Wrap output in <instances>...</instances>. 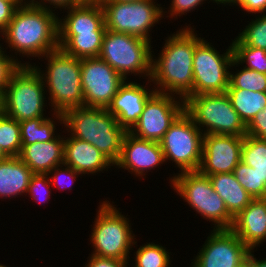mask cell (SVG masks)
Listing matches in <instances>:
<instances>
[{
  "label": "cell",
  "instance_id": "obj_1",
  "mask_svg": "<svg viewBox=\"0 0 266 267\" xmlns=\"http://www.w3.org/2000/svg\"><path fill=\"white\" fill-rule=\"evenodd\" d=\"M168 35L156 59L152 58L153 82L156 92L171 94L181 99L193 96V57L195 45L202 39L192 26ZM196 34H195V33Z\"/></svg>",
  "mask_w": 266,
  "mask_h": 267
},
{
  "label": "cell",
  "instance_id": "obj_2",
  "mask_svg": "<svg viewBox=\"0 0 266 267\" xmlns=\"http://www.w3.org/2000/svg\"><path fill=\"white\" fill-rule=\"evenodd\" d=\"M54 9H44L31 2L17 8L2 40L23 57H41L59 48L58 17ZM40 57V58H39Z\"/></svg>",
  "mask_w": 266,
  "mask_h": 267
},
{
  "label": "cell",
  "instance_id": "obj_3",
  "mask_svg": "<svg viewBox=\"0 0 266 267\" xmlns=\"http://www.w3.org/2000/svg\"><path fill=\"white\" fill-rule=\"evenodd\" d=\"M68 136L91 143L115 164L121 155L124 137L128 132L106 109L76 107L62 113Z\"/></svg>",
  "mask_w": 266,
  "mask_h": 267
},
{
  "label": "cell",
  "instance_id": "obj_4",
  "mask_svg": "<svg viewBox=\"0 0 266 267\" xmlns=\"http://www.w3.org/2000/svg\"><path fill=\"white\" fill-rule=\"evenodd\" d=\"M46 57V58H45ZM47 60L45 73L41 68L31 65L41 76L48 101L54 113L84 106L81 84V59L66 54L61 48L41 57ZM54 107V108H52Z\"/></svg>",
  "mask_w": 266,
  "mask_h": 267
},
{
  "label": "cell",
  "instance_id": "obj_5",
  "mask_svg": "<svg viewBox=\"0 0 266 267\" xmlns=\"http://www.w3.org/2000/svg\"><path fill=\"white\" fill-rule=\"evenodd\" d=\"M184 111L204 135H246V125L226 93L189 96L184 100Z\"/></svg>",
  "mask_w": 266,
  "mask_h": 267
},
{
  "label": "cell",
  "instance_id": "obj_6",
  "mask_svg": "<svg viewBox=\"0 0 266 267\" xmlns=\"http://www.w3.org/2000/svg\"><path fill=\"white\" fill-rule=\"evenodd\" d=\"M108 200L98 208L89 239L93 245L92 255L129 261L130 251L137 241L131 230L130 220Z\"/></svg>",
  "mask_w": 266,
  "mask_h": 267
},
{
  "label": "cell",
  "instance_id": "obj_7",
  "mask_svg": "<svg viewBox=\"0 0 266 267\" xmlns=\"http://www.w3.org/2000/svg\"><path fill=\"white\" fill-rule=\"evenodd\" d=\"M152 43L141 37L106 30L99 58L107 62L125 80L130 74L146 77L152 73ZM148 77V78H147Z\"/></svg>",
  "mask_w": 266,
  "mask_h": 267
},
{
  "label": "cell",
  "instance_id": "obj_8",
  "mask_svg": "<svg viewBox=\"0 0 266 267\" xmlns=\"http://www.w3.org/2000/svg\"><path fill=\"white\" fill-rule=\"evenodd\" d=\"M171 187L213 229H230L234 218L228 213L223 199L214 191L209 176L199 171L177 173L170 177ZM214 222V223H213Z\"/></svg>",
  "mask_w": 266,
  "mask_h": 267
},
{
  "label": "cell",
  "instance_id": "obj_9",
  "mask_svg": "<svg viewBox=\"0 0 266 267\" xmlns=\"http://www.w3.org/2000/svg\"><path fill=\"white\" fill-rule=\"evenodd\" d=\"M45 86L31 65H21L3 92V113L18 122L45 117Z\"/></svg>",
  "mask_w": 266,
  "mask_h": 267
},
{
  "label": "cell",
  "instance_id": "obj_10",
  "mask_svg": "<svg viewBox=\"0 0 266 267\" xmlns=\"http://www.w3.org/2000/svg\"><path fill=\"white\" fill-rule=\"evenodd\" d=\"M154 1L119 2L106 0L102 2L106 29L138 36L151 42L150 30L164 16L163 8Z\"/></svg>",
  "mask_w": 266,
  "mask_h": 267
},
{
  "label": "cell",
  "instance_id": "obj_11",
  "mask_svg": "<svg viewBox=\"0 0 266 267\" xmlns=\"http://www.w3.org/2000/svg\"><path fill=\"white\" fill-rule=\"evenodd\" d=\"M203 133L183 111L159 141L165 161H173L181 171H198L202 159Z\"/></svg>",
  "mask_w": 266,
  "mask_h": 267
},
{
  "label": "cell",
  "instance_id": "obj_12",
  "mask_svg": "<svg viewBox=\"0 0 266 267\" xmlns=\"http://www.w3.org/2000/svg\"><path fill=\"white\" fill-rule=\"evenodd\" d=\"M202 38L196 45L193 57V95L226 93L229 70L234 59L232 44L220 54L212 43Z\"/></svg>",
  "mask_w": 266,
  "mask_h": 267
},
{
  "label": "cell",
  "instance_id": "obj_13",
  "mask_svg": "<svg viewBox=\"0 0 266 267\" xmlns=\"http://www.w3.org/2000/svg\"><path fill=\"white\" fill-rule=\"evenodd\" d=\"M125 79L99 57L81 59L85 107L108 108Z\"/></svg>",
  "mask_w": 266,
  "mask_h": 267
},
{
  "label": "cell",
  "instance_id": "obj_14",
  "mask_svg": "<svg viewBox=\"0 0 266 267\" xmlns=\"http://www.w3.org/2000/svg\"><path fill=\"white\" fill-rule=\"evenodd\" d=\"M175 95L155 92L146 102L140 118L128 131L146 140L159 142L170 125L184 111V99Z\"/></svg>",
  "mask_w": 266,
  "mask_h": 267
},
{
  "label": "cell",
  "instance_id": "obj_15",
  "mask_svg": "<svg viewBox=\"0 0 266 267\" xmlns=\"http://www.w3.org/2000/svg\"><path fill=\"white\" fill-rule=\"evenodd\" d=\"M250 249L231 229L212 230L192 267H244Z\"/></svg>",
  "mask_w": 266,
  "mask_h": 267
},
{
  "label": "cell",
  "instance_id": "obj_16",
  "mask_svg": "<svg viewBox=\"0 0 266 267\" xmlns=\"http://www.w3.org/2000/svg\"><path fill=\"white\" fill-rule=\"evenodd\" d=\"M244 137L203 135L202 159L198 171L206 176L230 173L241 161Z\"/></svg>",
  "mask_w": 266,
  "mask_h": 267
},
{
  "label": "cell",
  "instance_id": "obj_17",
  "mask_svg": "<svg viewBox=\"0 0 266 267\" xmlns=\"http://www.w3.org/2000/svg\"><path fill=\"white\" fill-rule=\"evenodd\" d=\"M164 162L166 161L159 142L141 139L127 132L121 155L114 167L128 170L136 177H143L146 172L161 166Z\"/></svg>",
  "mask_w": 266,
  "mask_h": 267
},
{
  "label": "cell",
  "instance_id": "obj_18",
  "mask_svg": "<svg viewBox=\"0 0 266 267\" xmlns=\"http://www.w3.org/2000/svg\"><path fill=\"white\" fill-rule=\"evenodd\" d=\"M145 87L135 81L125 80L107 108L127 131L138 121L147 100L156 92L153 87L151 90Z\"/></svg>",
  "mask_w": 266,
  "mask_h": 267
},
{
  "label": "cell",
  "instance_id": "obj_19",
  "mask_svg": "<svg viewBox=\"0 0 266 267\" xmlns=\"http://www.w3.org/2000/svg\"><path fill=\"white\" fill-rule=\"evenodd\" d=\"M251 250L266 241V198L253 199L236 217L230 228Z\"/></svg>",
  "mask_w": 266,
  "mask_h": 267
},
{
  "label": "cell",
  "instance_id": "obj_20",
  "mask_svg": "<svg viewBox=\"0 0 266 267\" xmlns=\"http://www.w3.org/2000/svg\"><path fill=\"white\" fill-rule=\"evenodd\" d=\"M64 164L82 176L98 174L114 165L91 143L71 136L64 138Z\"/></svg>",
  "mask_w": 266,
  "mask_h": 267
},
{
  "label": "cell",
  "instance_id": "obj_21",
  "mask_svg": "<svg viewBox=\"0 0 266 267\" xmlns=\"http://www.w3.org/2000/svg\"><path fill=\"white\" fill-rule=\"evenodd\" d=\"M67 16L58 18V34L106 31L104 12L100 3H84L67 8Z\"/></svg>",
  "mask_w": 266,
  "mask_h": 267
},
{
  "label": "cell",
  "instance_id": "obj_22",
  "mask_svg": "<svg viewBox=\"0 0 266 267\" xmlns=\"http://www.w3.org/2000/svg\"><path fill=\"white\" fill-rule=\"evenodd\" d=\"M64 136L52 141L21 145L19 158L37 174H48L56 166L64 164Z\"/></svg>",
  "mask_w": 266,
  "mask_h": 267
},
{
  "label": "cell",
  "instance_id": "obj_23",
  "mask_svg": "<svg viewBox=\"0 0 266 267\" xmlns=\"http://www.w3.org/2000/svg\"><path fill=\"white\" fill-rule=\"evenodd\" d=\"M34 173L19 157H7L0 161V199L16 198L27 192Z\"/></svg>",
  "mask_w": 266,
  "mask_h": 267
},
{
  "label": "cell",
  "instance_id": "obj_24",
  "mask_svg": "<svg viewBox=\"0 0 266 267\" xmlns=\"http://www.w3.org/2000/svg\"><path fill=\"white\" fill-rule=\"evenodd\" d=\"M214 191L223 199L228 213L236 217L252 200L250 194L236 180L233 172L209 176Z\"/></svg>",
  "mask_w": 266,
  "mask_h": 267
},
{
  "label": "cell",
  "instance_id": "obj_25",
  "mask_svg": "<svg viewBox=\"0 0 266 267\" xmlns=\"http://www.w3.org/2000/svg\"><path fill=\"white\" fill-rule=\"evenodd\" d=\"M105 32L58 34L59 48L66 54L79 59L98 57Z\"/></svg>",
  "mask_w": 266,
  "mask_h": 267
},
{
  "label": "cell",
  "instance_id": "obj_26",
  "mask_svg": "<svg viewBox=\"0 0 266 267\" xmlns=\"http://www.w3.org/2000/svg\"><path fill=\"white\" fill-rule=\"evenodd\" d=\"M53 118L38 117L20 121V133L22 145H30L36 142H47L54 140L58 135L56 133L55 119L63 124L62 113H53ZM53 119V120H52Z\"/></svg>",
  "mask_w": 266,
  "mask_h": 267
},
{
  "label": "cell",
  "instance_id": "obj_27",
  "mask_svg": "<svg viewBox=\"0 0 266 267\" xmlns=\"http://www.w3.org/2000/svg\"><path fill=\"white\" fill-rule=\"evenodd\" d=\"M226 94L245 125L266 107V92L227 88Z\"/></svg>",
  "mask_w": 266,
  "mask_h": 267
},
{
  "label": "cell",
  "instance_id": "obj_28",
  "mask_svg": "<svg viewBox=\"0 0 266 267\" xmlns=\"http://www.w3.org/2000/svg\"><path fill=\"white\" fill-rule=\"evenodd\" d=\"M234 59L231 67L244 65L247 69L255 70L266 74V50L251 46H246L237 37L232 41Z\"/></svg>",
  "mask_w": 266,
  "mask_h": 267
},
{
  "label": "cell",
  "instance_id": "obj_29",
  "mask_svg": "<svg viewBox=\"0 0 266 267\" xmlns=\"http://www.w3.org/2000/svg\"><path fill=\"white\" fill-rule=\"evenodd\" d=\"M233 174L253 199L266 198V173H259L240 161Z\"/></svg>",
  "mask_w": 266,
  "mask_h": 267
},
{
  "label": "cell",
  "instance_id": "obj_30",
  "mask_svg": "<svg viewBox=\"0 0 266 267\" xmlns=\"http://www.w3.org/2000/svg\"><path fill=\"white\" fill-rule=\"evenodd\" d=\"M20 123L4 113L0 115V148L8 157H19L21 152Z\"/></svg>",
  "mask_w": 266,
  "mask_h": 267
},
{
  "label": "cell",
  "instance_id": "obj_31",
  "mask_svg": "<svg viewBox=\"0 0 266 267\" xmlns=\"http://www.w3.org/2000/svg\"><path fill=\"white\" fill-rule=\"evenodd\" d=\"M241 161L259 173H266V139L245 135Z\"/></svg>",
  "mask_w": 266,
  "mask_h": 267
},
{
  "label": "cell",
  "instance_id": "obj_32",
  "mask_svg": "<svg viewBox=\"0 0 266 267\" xmlns=\"http://www.w3.org/2000/svg\"><path fill=\"white\" fill-rule=\"evenodd\" d=\"M134 253V267H170V252L159 244L144 243Z\"/></svg>",
  "mask_w": 266,
  "mask_h": 267
},
{
  "label": "cell",
  "instance_id": "obj_33",
  "mask_svg": "<svg viewBox=\"0 0 266 267\" xmlns=\"http://www.w3.org/2000/svg\"><path fill=\"white\" fill-rule=\"evenodd\" d=\"M234 73L229 71L228 88H240L254 92H266V74L247 69L244 66L241 70H237V73Z\"/></svg>",
  "mask_w": 266,
  "mask_h": 267
},
{
  "label": "cell",
  "instance_id": "obj_34",
  "mask_svg": "<svg viewBox=\"0 0 266 267\" xmlns=\"http://www.w3.org/2000/svg\"><path fill=\"white\" fill-rule=\"evenodd\" d=\"M237 38L246 46L266 50V13L251 19V22L245 26Z\"/></svg>",
  "mask_w": 266,
  "mask_h": 267
},
{
  "label": "cell",
  "instance_id": "obj_35",
  "mask_svg": "<svg viewBox=\"0 0 266 267\" xmlns=\"http://www.w3.org/2000/svg\"><path fill=\"white\" fill-rule=\"evenodd\" d=\"M50 185L51 182L48 174L34 173L30 179L26 195L28 193L32 200H36L38 203H44L51 197Z\"/></svg>",
  "mask_w": 266,
  "mask_h": 267
},
{
  "label": "cell",
  "instance_id": "obj_36",
  "mask_svg": "<svg viewBox=\"0 0 266 267\" xmlns=\"http://www.w3.org/2000/svg\"><path fill=\"white\" fill-rule=\"evenodd\" d=\"M0 44V91L4 92L5 88L10 82L12 75L20 68L21 65H31V63H21L17 56L13 57L5 54L6 50ZM4 50V51H3Z\"/></svg>",
  "mask_w": 266,
  "mask_h": 267
},
{
  "label": "cell",
  "instance_id": "obj_37",
  "mask_svg": "<svg viewBox=\"0 0 266 267\" xmlns=\"http://www.w3.org/2000/svg\"><path fill=\"white\" fill-rule=\"evenodd\" d=\"M63 167V168H62ZM61 168V170H60ZM49 179L51 182V185L53 187H57V189L61 190H72V183L77 180V178L81 175L77 171H75L70 166H67L65 164H61L59 166H56L54 169H52L49 173ZM51 175V176H50ZM67 178V179H66ZM66 181V182H65Z\"/></svg>",
  "mask_w": 266,
  "mask_h": 267
},
{
  "label": "cell",
  "instance_id": "obj_38",
  "mask_svg": "<svg viewBox=\"0 0 266 267\" xmlns=\"http://www.w3.org/2000/svg\"><path fill=\"white\" fill-rule=\"evenodd\" d=\"M203 1H207V0H172L171 4L169 6L168 11H165V8L163 9V14L165 15V13L167 12V14H169V16L167 15L166 17H170V18H177L178 16H182L184 14H187L188 12H190L191 10L194 11L197 9V7L201 4L203 5ZM176 16V17H175Z\"/></svg>",
  "mask_w": 266,
  "mask_h": 267
},
{
  "label": "cell",
  "instance_id": "obj_39",
  "mask_svg": "<svg viewBox=\"0 0 266 267\" xmlns=\"http://www.w3.org/2000/svg\"><path fill=\"white\" fill-rule=\"evenodd\" d=\"M246 135L266 139V107L246 125Z\"/></svg>",
  "mask_w": 266,
  "mask_h": 267
},
{
  "label": "cell",
  "instance_id": "obj_40",
  "mask_svg": "<svg viewBox=\"0 0 266 267\" xmlns=\"http://www.w3.org/2000/svg\"><path fill=\"white\" fill-rule=\"evenodd\" d=\"M19 5L12 0H0V34L7 28Z\"/></svg>",
  "mask_w": 266,
  "mask_h": 267
},
{
  "label": "cell",
  "instance_id": "obj_41",
  "mask_svg": "<svg viewBox=\"0 0 266 267\" xmlns=\"http://www.w3.org/2000/svg\"><path fill=\"white\" fill-rule=\"evenodd\" d=\"M85 267H127L129 261L118 260L114 258L101 257L97 255L89 256Z\"/></svg>",
  "mask_w": 266,
  "mask_h": 267
},
{
  "label": "cell",
  "instance_id": "obj_42",
  "mask_svg": "<svg viewBox=\"0 0 266 267\" xmlns=\"http://www.w3.org/2000/svg\"><path fill=\"white\" fill-rule=\"evenodd\" d=\"M41 1V2H40ZM82 0H31V3L35 6L44 8V9H50L51 5L56 9H64L70 8L71 6L77 5L81 3ZM49 6H48V5Z\"/></svg>",
  "mask_w": 266,
  "mask_h": 267
},
{
  "label": "cell",
  "instance_id": "obj_43",
  "mask_svg": "<svg viewBox=\"0 0 266 267\" xmlns=\"http://www.w3.org/2000/svg\"><path fill=\"white\" fill-rule=\"evenodd\" d=\"M238 8H242V10L248 12V14H264L266 12V0H238L237 3Z\"/></svg>",
  "mask_w": 266,
  "mask_h": 267
},
{
  "label": "cell",
  "instance_id": "obj_44",
  "mask_svg": "<svg viewBox=\"0 0 266 267\" xmlns=\"http://www.w3.org/2000/svg\"><path fill=\"white\" fill-rule=\"evenodd\" d=\"M253 253L254 249H251L244 263V267H266V258L258 260L254 257Z\"/></svg>",
  "mask_w": 266,
  "mask_h": 267
},
{
  "label": "cell",
  "instance_id": "obj_45",
  "mask_svg": "<svg viewBox=\"0 0 266 267\" xmlns=\"http://www.w3.org/2000/svg\"><path fill=\"white\" fill-rule=\"evenodd\" d=\"M210 1H213L214 3H217V4H224L225 5H234L237 3L238 0H210ZM227 3V4H226Z\"/></svg>",
  "mask_w": 266,
  "mask_h": 267
},
{
  "label": "cell",
  "instance_id": "obj_46",
  "mask_svg": "<svg viewBox=\"0 0 266 267\" xmlns=\"http://www.w3.org/2000/svg\"><path fill=\"white\" fill-rule=\"evenodd\" d=\"M12 1H15L19 6L25 5L31 2V0H12Z\"/></svg>",
  "mask_w": 266,
  "mask_h": 267
},
{
  "label": "cell",
  "instance_id": "obj_47",
  "mask_svg": "<svg viewBox=\"0 0 266 267\" xmlns=\"http://www.w3.org/2000/svg\"><path fill=\"white\" fill-rule=\"evenodd\" d=\"M3 114V92L0 91V115Z\"/></svg>",
  "mask_w": 266,
  "mask_h": 267
},
{
  "label": "cell",
  "instance_id": "obj_48",
  "mask_svg": "<svg viewBox=\"0 0 266 267\" xmlns=\"http://www.w3.org/2000/svg\"><path fill=\"white\" fill-rule=\"evenodd\" d=\"M8 156L2 151V149L0 148V161L4 160L5 158H7Z\"/></svg>",
  "mask_w": 266,
  "mask_h": 267
},
{
  "label": "cell",
  "instance_id": "obj_49",
  "mask_svg": "<svg viewBox=\"0 0 266 267\" xmlns=\"http://www.w3.org/2000/svg\"><path fill=\"white\" fill-rule=\"evenodd\" d=\"M104 1H106V0H90V3H100L101 4Z\"/></svg>",
  "mask_w": 266,
  "mask_h": 267
},
{
  "label": "cell",
  "instance_id": "obj_50",
  "mask_svg": "<svg viewBox=\"0 0 266 267\" xmlns=\"http://www.w3.org/2000/svg\"><path fill=\"white\" fill-rule=\"evenodd\" d=\"M113 1H119V2H132V1H138V0H113Z\"/></svg>",
  "mask_w": 266,
  "mask_h": 267
},
{
  "label": "cell",
  "instance_id": "obj_51",
  "mask_svg": "<svg viewBox=\"0 0 266 267\" xmlns=\"http://www.w3.org/2000/svg\"><path fill=\"white\" fill-rule=\"evenodd\" d=\"M84 3H90V0H82Z\"/></svg>",
  "mask_w": 266,
  "mask_h": 267
},
{
  "label": "cell",
  "instance_id": "obj_52",
  "mask_svg": "<svg viewBox=\"0 0 266 267\" xmlns=\"http://www.w3.org/2000/svg\"><path fill=\"white\" fill-rule=\"evenodd\" d=\"M0 267H8V266H6V265H4V264H0Z\"/></svg>",
  "mask_w": 266,
  "mask_h": 267
}]
</instances>
